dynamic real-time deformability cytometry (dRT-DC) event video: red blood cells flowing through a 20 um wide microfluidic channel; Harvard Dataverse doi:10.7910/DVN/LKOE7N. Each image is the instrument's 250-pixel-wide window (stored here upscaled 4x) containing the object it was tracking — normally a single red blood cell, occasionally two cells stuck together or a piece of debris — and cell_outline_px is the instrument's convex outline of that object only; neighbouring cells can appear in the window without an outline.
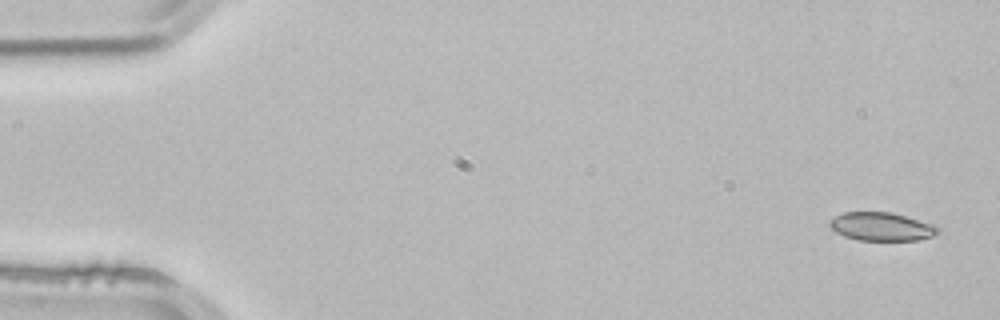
{"species": "common noctule bat (a hibernating species)", "species_latin": "Nyctalus noctula", "temperature_condition": "room temperature", "stored_images_in_passage": 3, "camera_frame_rate_fps": 3000, "um_per_image_px": 0.085, "animal": {"sex": "male", "body_mass_g": 21.5, "forearm_length_mm": 52.0}, "frame": {"image": 1, "passage_image": 1, "time_ms": 0.0, "image_size_px": [1000, 320], "cell_outline_px": [[940, 232], [936, 236], [916, 240], [856, 240], [844, 236], [836, 232], [828, 224], [828, 220], [844, 212], [892, 212], [936, 224], [940, 228]], "centroid_in_image_um": [74.98, 19.26], "position_along_channel_um": 10.0, "area_um2": 18.21}}
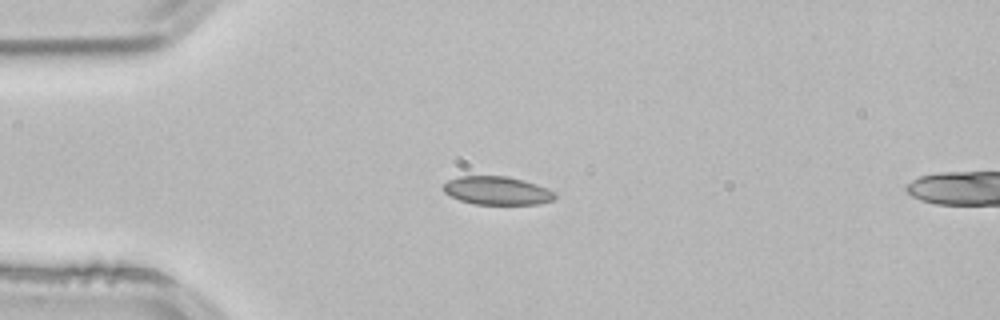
{"frame": {"image": 2, "passage_image": 3, "time_ms": 0.667, "image_size_px": [1000, 320], "cell_outline_px": [[556, 196], [552, 200], [536, 204], [472, 204], [460, 200], [444, 192], [444, 184], [448, 180], [456, 176], [508, 176], [524, 180], [548, 188], [556, 192]], "centroid_in_image_um": [42.26, 16.19], "position_along_channel_um": 42.7, "area_um2": 18.44}}